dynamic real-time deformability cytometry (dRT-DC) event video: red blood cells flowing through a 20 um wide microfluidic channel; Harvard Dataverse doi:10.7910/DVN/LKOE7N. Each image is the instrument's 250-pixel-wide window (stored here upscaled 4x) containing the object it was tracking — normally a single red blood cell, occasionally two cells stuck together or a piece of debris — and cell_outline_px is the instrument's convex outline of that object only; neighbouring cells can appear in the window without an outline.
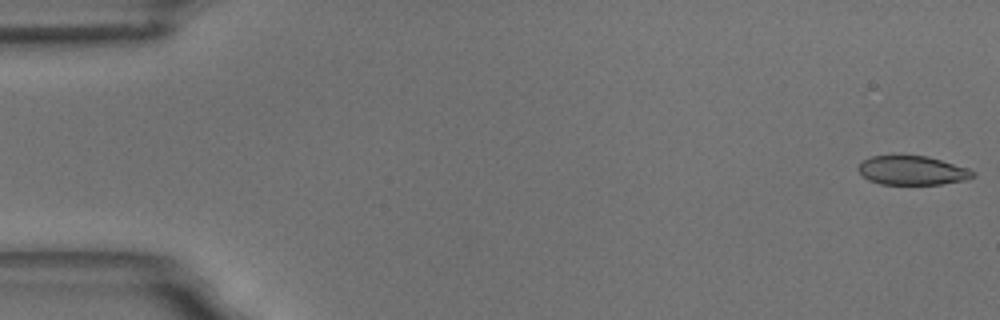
{"species": "common noctule bat (a hibernating species)", "species_latin": "Nyctalus noctula", "temperature_condition": "room temperature", "stored_images_in_passage": 5, "camera_frame_rate_fps": 3000, "um_per_image_px": 0.085, "animal": {"sex": "male", "body_mass_g": 18.8}, "frame": {"image": 1, "passage_image": 1, "time_ms": 0.0, "image_size_px": [1000, 320], "cell_outline_px": [[976, 176], [968, 180], [940, 184], [880, 184], [868, 180], [856, 168], [864, 160], [872, 156], [928, 156], [968, 168], [976, 172]], "centroid_in_image_um": [77.59, 14.5], "position_along_channel_um": 7.4, "area_um2": 19.36}}
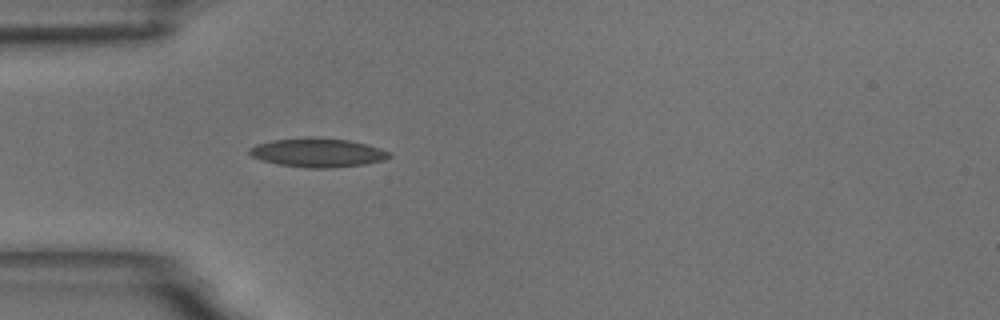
{"frame": {"image": 2, "passage_image": 5, "time_ms": 5.333, "image_size_px": [1000, 320], "cell_outline_px": [[392, 156], [384, 160], [364, 164], [332, 168], [308, 168], [280, 164], [260, 160], [252, 156], [248, 152], [248, 148], [256, 144], [272, 140], [308, 136], [348, 140], [368, 144], [380, 148], [388, 152]], "centroid_in_image_um": [26.98, 12.96], "position_along_channel_um": 58.0, "area_um2": 23.7}}